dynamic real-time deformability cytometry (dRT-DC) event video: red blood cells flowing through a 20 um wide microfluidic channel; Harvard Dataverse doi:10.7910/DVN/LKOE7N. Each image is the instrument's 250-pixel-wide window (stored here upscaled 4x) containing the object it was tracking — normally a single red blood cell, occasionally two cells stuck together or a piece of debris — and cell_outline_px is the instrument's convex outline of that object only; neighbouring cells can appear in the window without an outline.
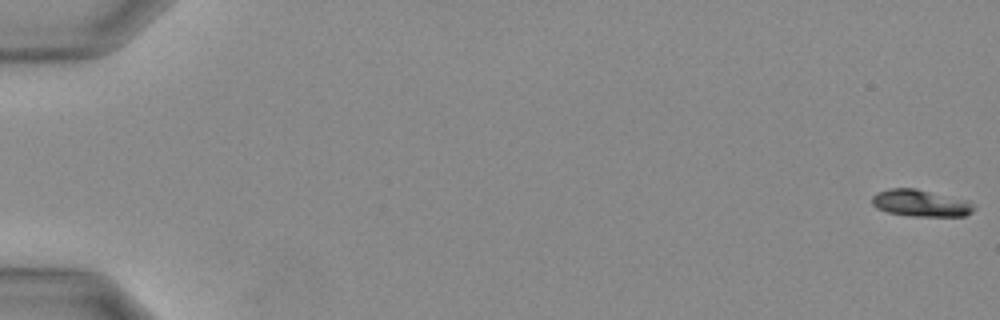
{"species": "Egyptian fruit bat (a non-hibernating species)", "species_latin": "Rousettus aegyptiacus", "temperature_condition": "warm", "stored_images_in_passage": 12, "camera_frame_rate_fps": 3000, "um_per_image_px": 0.085, "animal": {"sex": "female"}, "frame": {"image": 1, "passage_image": 1, "time_ms": 0.0, "image_size_px": [1000, 320], "cell_outline_px": [[976, 208], [972, 212], [964, 216], [912, 216], [888, 212], [876, 208], [872, 204], [872, 196], [876, 192], [888, 188], [916, 188], [968, 200]], "centroid_in_image_um": [78.24, 17.25], "position_along_channel_um": 6.8, "area_um2": 16.07}}